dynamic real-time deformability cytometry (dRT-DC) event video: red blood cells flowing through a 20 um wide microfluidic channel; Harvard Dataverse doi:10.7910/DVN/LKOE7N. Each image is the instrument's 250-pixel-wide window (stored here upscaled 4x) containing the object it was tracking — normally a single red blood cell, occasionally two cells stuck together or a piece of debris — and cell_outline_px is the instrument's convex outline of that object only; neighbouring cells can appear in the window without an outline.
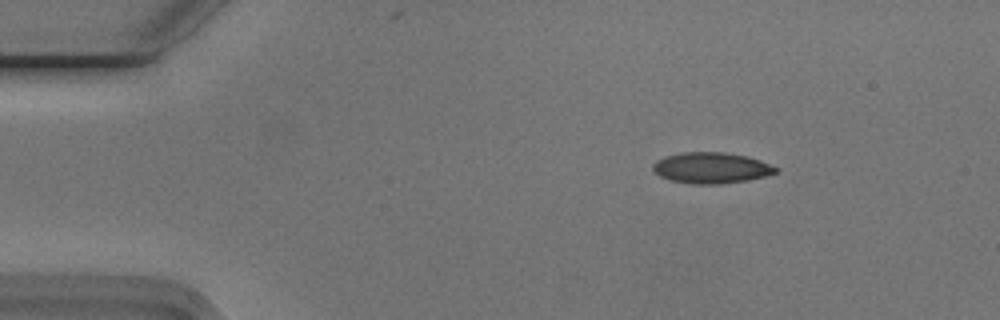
{"species": "Egyptian fruit bat (a non-hibernating species)", "species_latin": "Rousettus aegyptiacus", "temperature_condition": "cold", "stored_images_in_passage": 47, "camera_frame_rate_fps": 3000, "um_per_image_px": 0.085, "animal": {"sex": "male"}, "frame": {"image": 1, "passage_image": 1, "time_ms": 0.0, "image_size_px": [1000, 320], "cell_outline_px": [[776, 172], [764, 176], [748, 180], [720, 184], [692, 184], [668, 180], [660, 176], [652, 168], [652, 164], [656, 160], [664, 156], [680, 152], [724, 152], [748, 156], [760, 160], [776, 168]], "centroid_in_image_um": [60.39, 14.26], "position_along_channel_um": 24.6, "area_um2": 22.2}}
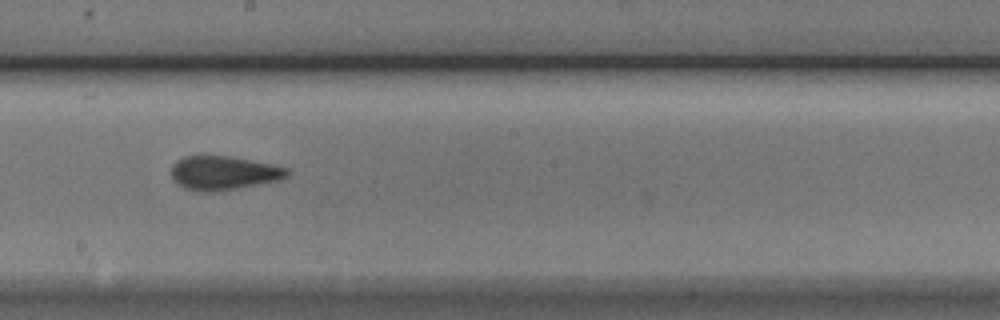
{"frame": {"image": 2, "passage_image": 23, "time_ms": 7.333, "image_size_px": [1000, 320], "cell_outline_px": [[288, 176], [280, 180], [240, 188], [216, 192], [196, 192], [184, 188], [176, 184], [172, 176], [172, 164], [176, 160], [184, 156], [228, 156], [272, 164], [288, 168]], "centroid_in_image_um": [18.98, 14.72], "position_along_channel_um": 229.2, "area_um2": 23.12}}
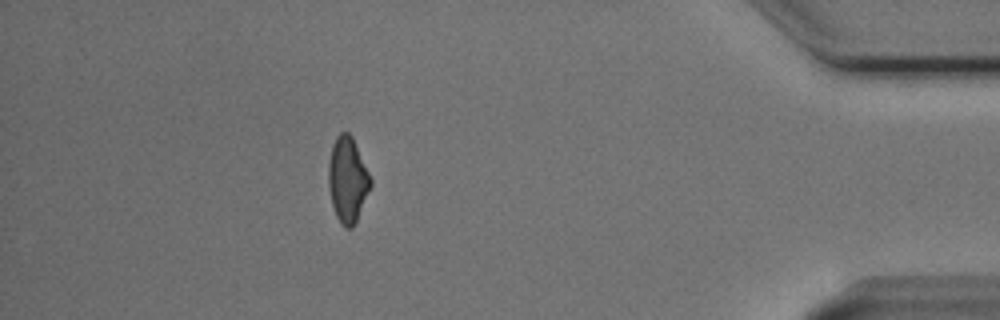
{"frame": {"image": 3, "passage_image": 41, "time_ms": 13.333, "image_size_px": [1000, 320], "cell_outline_px": [[372, 184], [356, 220], [352, 228], [344, 228], [340, 224], [336, 216], [332, 204], [328, 184], [328, 164], [332, 144], [336, 136], [340, 132], [348, 132], [352, 136], [372, 180]], "centroid_in_image_um": [29.53, 15.26], "position_along_channel_um": 405.7, "area_um2": 20.87}, "authors_computed_cell_mechanics": {"area_um2": 22.0218, "velocity_mm_per_s": 3.7688, "shape_relaxation_time_tau1_ms": 4.9664, "shape_relaxation_time_tau2_ms": 1.5444, "deformation_change_tau1": 0.142, "deformation_change_tau2": 0.0769}}